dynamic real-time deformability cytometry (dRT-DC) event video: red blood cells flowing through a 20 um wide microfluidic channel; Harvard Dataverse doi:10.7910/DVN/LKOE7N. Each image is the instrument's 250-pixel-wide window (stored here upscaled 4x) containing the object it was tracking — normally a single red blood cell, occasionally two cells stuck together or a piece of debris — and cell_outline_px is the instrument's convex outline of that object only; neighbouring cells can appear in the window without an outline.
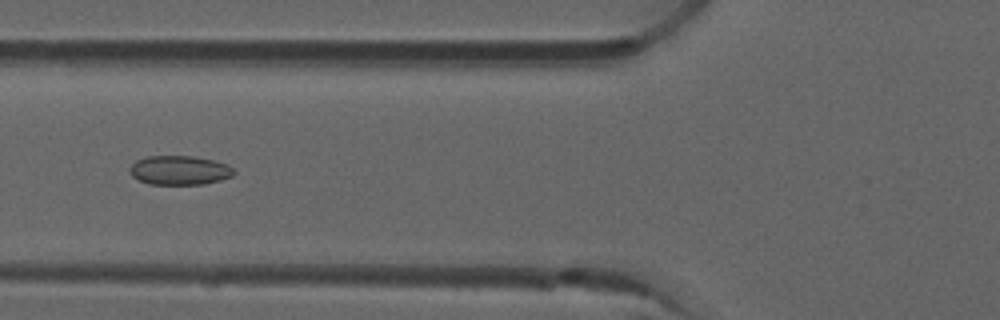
{"species": "common noctule bat (a hibernating species)", "species_latin": "Nyctalus noctula", "temperature_condition": "room temperature", "stored_images_in_passage": 49, "camera_frame_rate_fps": 3000, "um_per_image_px": 0.085, "animal": {"sex": "male", "forearm_length_mm": 52.5}, "frame": {"image": 1, "passage_image": 17, "time_ms": 5.333, "image_size_px": [1000, 320], "cell_outline_px": [[236, 172], [232, 176], [220, 180], [204, 184], [148, 184], [132, 176], [128, 168], [136, 160], [148, 156], [192, 156], [212, 160], [228, 164]], "centroid_in_image_um": [15.25, 14.47], "position_along_channel_um": 110.5, "area_um2": 17.69}}
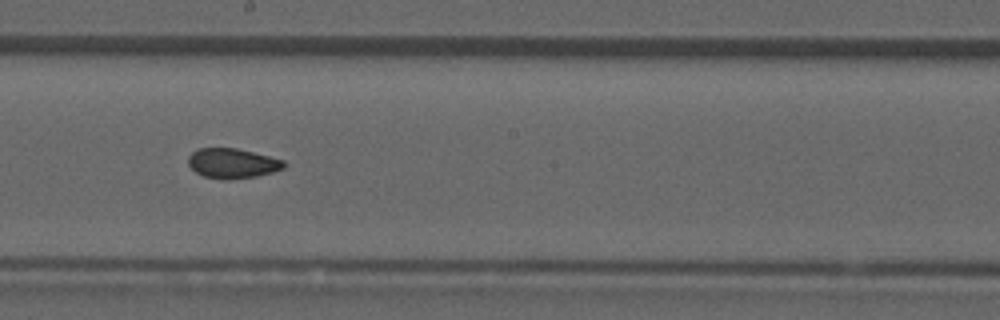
{"frame": {"image": 2, "passage_image": 26, "time_ms": 8.333, "image_size_px": [1000, 320], "cell_outline_px": [[288, 164], [284, 168], [272, 172], [256, 176], [224, 180], [204, 176], [196, 172], [188, 164], [188, 156], [192, 152], [200, 148], [236, 148], [284, 160]], "centroid_in_image_um": [19.76, 13.88], "position_along_channel_um": 228.4, "area_um2": 16.59}}
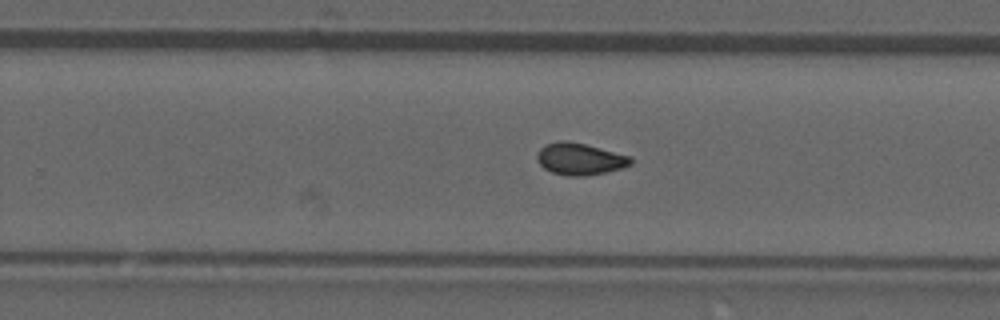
{"frame": {"image": 3, "passage_image": 30, "time_ms": 9.667, "image_size_px": [1000, 320], "cell_outline_px": [[632, 164], [620, 168], [588, 176], [568, 176], [552, 172], [544, 168], [536, 160], [536, 156], [540, 148], [548, 144], [560, 140], [568, 140], [632, 156]], "centroid_in_image_um": [49.28, 13.51], "position_along_channel_um": 280.5, "area_um2": 17.34}, "authors_computed_cell_mechanics": {"area_um2": 16.9932, "velocity_mm_per_s": 3.9383, "shape_relaxation_time_tau1_ms": null, "shape_relaxation_time_tau2_ms": 1.478, "deformation_change_tau1": null, "deformation_change_tau2": 0.0644}}